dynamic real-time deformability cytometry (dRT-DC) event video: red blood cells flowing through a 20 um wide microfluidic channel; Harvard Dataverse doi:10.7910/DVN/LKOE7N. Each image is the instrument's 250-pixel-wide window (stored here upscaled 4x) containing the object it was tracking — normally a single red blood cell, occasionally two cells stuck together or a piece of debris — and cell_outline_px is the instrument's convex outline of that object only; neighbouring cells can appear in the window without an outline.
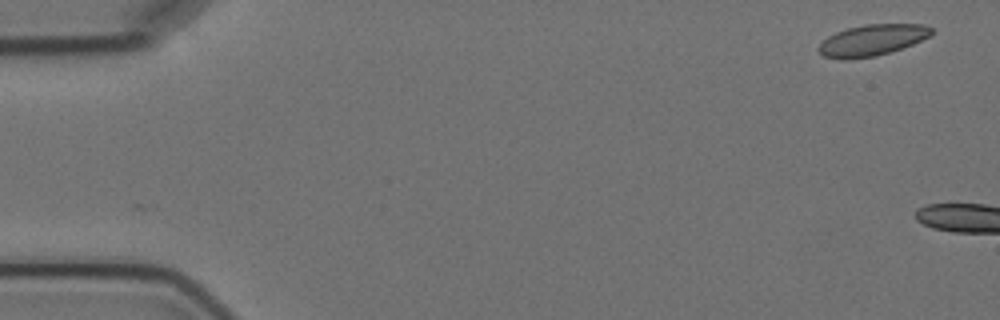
{"species": "Egyptian fruit bat (a non-hibernating species)", "species_latin": "Rousettus aegyptiacus", "temperature_condition": "cold", "stored_images_in_passage": 7, "camera_frame_rate_fps": 3000, "um_per_image_px": 0.085, "animal": {"sex": "female"}, "frame": {"image": 1, "passage_image": 1, "time_ms": 0.0, "image_size_px": [1000, 320], "cell_outline_px": [[932, 32], [928, 36], [912, 44], [876, 56], [844, 60], [840, 60], [824, 56], [816, 48], [828, 36], [836, 32], [848, 28], [864, 24], [924, 24], [932, 28]], "centroid_in_image_um": [74.08, 3.41], "position_along_channel_um": 10.9, "area_um2": 20.35}}